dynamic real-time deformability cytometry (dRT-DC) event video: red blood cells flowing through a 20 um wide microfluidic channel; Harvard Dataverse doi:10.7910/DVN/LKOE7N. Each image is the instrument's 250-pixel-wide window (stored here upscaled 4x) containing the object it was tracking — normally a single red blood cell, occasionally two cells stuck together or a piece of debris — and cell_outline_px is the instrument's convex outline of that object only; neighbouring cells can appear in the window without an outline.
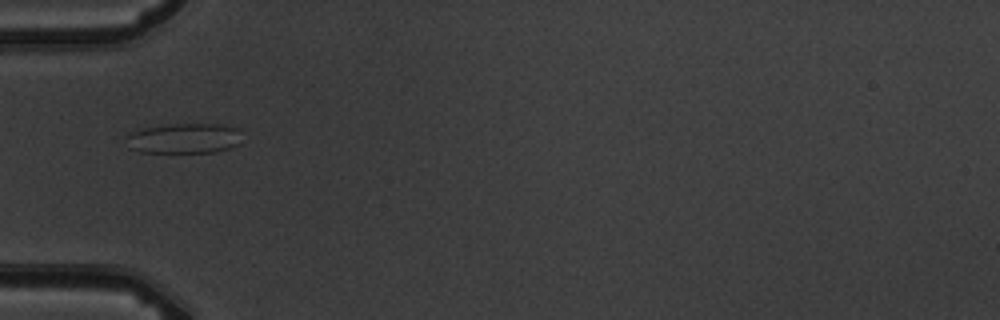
{"species": "common noctule bat (a hibernating species)", "species_latin": "Nyctalus noctula", "temperature_condition": "warm", "stored_images_in_passage": 10, "camera_frame_rate_fps": 3000, "um_per_image_px": 0.085, "animal": {"sex": "male", "body_mass_g": 19.5, "forearm_length_mm": 54.6}, "frame": {"image": 1, "passage_image": 6, "time_ms": 5.667, "image_size_px": [1000, 320], "cell_outline_px": [[240, 144], [228, 148], [212, 152], [140, 152], [128, 148], [124, 136], [132, 132], [144, 128], [168, 124], [224, 124], [240, 128]], "centroid_in_image_um": [15.64, 11.75], "position_along_channel_um": 69.4, "area_um2": 20.58}}
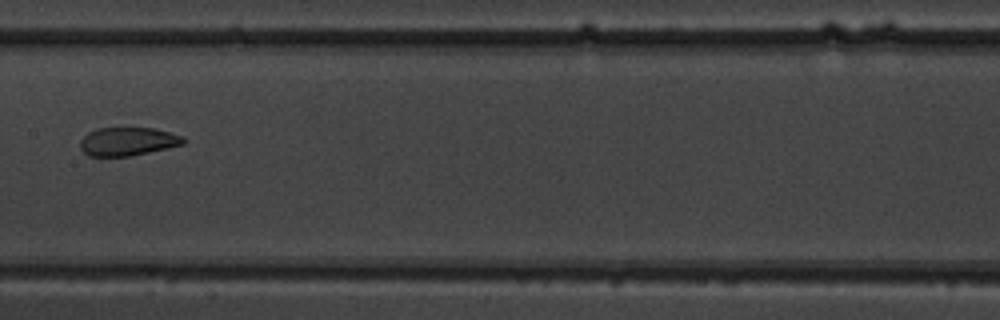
{"frame": {"image": 2, "passage_image": 9, "time_ms": 9.0, "image_size_px": [1000, 320], "cell_outline_px": [[184, 144], [168, 148], [128, 156], [88, 156], [80, 148], [80, 140], [88, 132], [96, 128], [152, 128], [184, 136]], "centroid_in_image_um": [10.83, 12.02], "position_along_channel_um": 196.6, "area_um2": 16.99}}
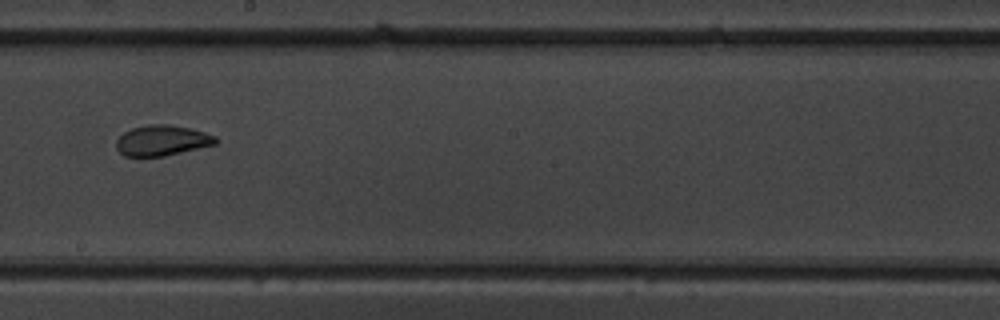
{"frame": {"image": 3, "passage_image": 10, "time_ms": 10.0, "image_size_px": [1000, 320], "cell_outline_px": [[220, 140], [216, 144], [164, 156], [124, 156], [116, 148], [116, 140], [124, 132], [132, 128], [148, 124], [168, 124], [192, 128], [216, 136]], "centroid_in_image_um": [13.79, 11.93], "position_along_channel_um": 234.4, "area_um2": 17.74}}